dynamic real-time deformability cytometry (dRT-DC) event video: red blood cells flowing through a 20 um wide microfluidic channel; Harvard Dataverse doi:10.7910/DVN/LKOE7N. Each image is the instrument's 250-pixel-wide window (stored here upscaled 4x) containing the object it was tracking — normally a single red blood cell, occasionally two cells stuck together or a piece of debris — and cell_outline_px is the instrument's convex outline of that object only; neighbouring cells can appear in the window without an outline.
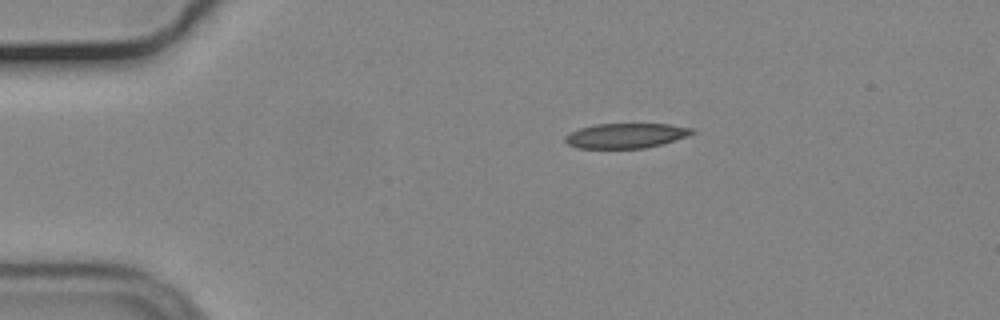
{"species": "common noctule bat (a hibernating species)", "species_latin": "Nyctalus noctula", "temperature_condition": "cold", "stored_images_in_passage": 8, "camera_frame_rate_fps": 3000, "um_per_image_px": 0.085, "animal": {"sex": "male", "body_mass_g": 19.2, "forearm_length_mm": 51.8}, "frame": {"image": 1, "passage_image": 1, "time_ms": 0.0, "image_size_px": [1000, 320], "cell_outline_px": [[696, 132], [688, 136], [660, 144], [644, 148], [576, 148], [568, 144], [564, 140], [564, 136], [580, 128], [596, 124], [668, 124], [692, 128]], "centroid_in_image_um": [53.19, 11.53], "position_along_channel_um": 31.8, "area_um2": 18.26}}
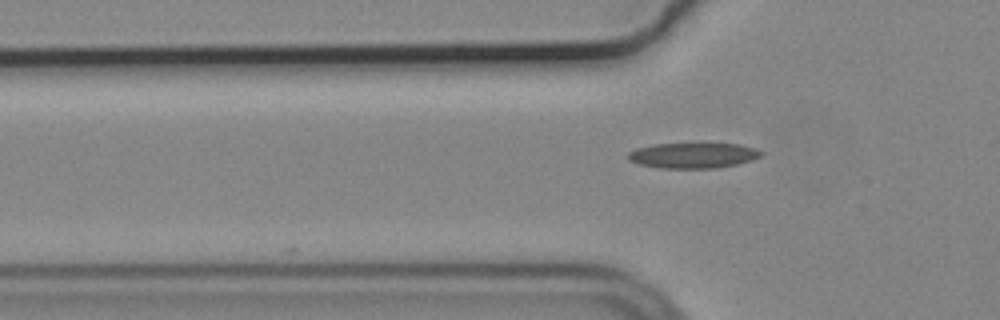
{"frame": {"image": 2, "passage_image": 8, "time_ms": 2.333, "image_size_px": [1000, 320], "cell_outline_px": [[764, 152], [760, 156], [752, 160], [736, 164], [716, 168], [664, 168], [640, 164], [628, 160], [628, 152], [636, 148], [652, 144], [740, 144], [756, 148]], "centroid_in_image_um": [58.92, 13.21], "position_along_channel_um": 66.9, "area_um2": 19.59}}